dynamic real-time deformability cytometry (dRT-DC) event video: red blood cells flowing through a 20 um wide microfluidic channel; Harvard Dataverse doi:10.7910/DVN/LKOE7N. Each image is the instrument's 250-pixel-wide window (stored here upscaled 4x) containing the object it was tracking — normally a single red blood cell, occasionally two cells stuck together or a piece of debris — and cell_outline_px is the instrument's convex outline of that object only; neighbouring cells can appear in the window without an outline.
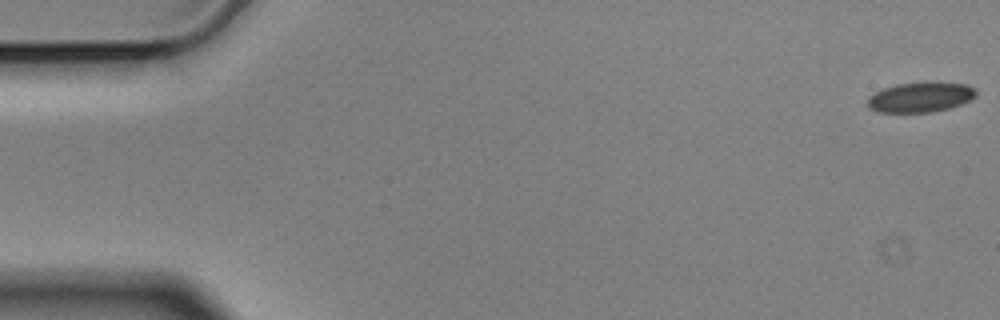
{"species": "Egyptian fruit bat (a non-hibernating species)", "species_latin": "Rousettus aegyptiacus", "temperature_condition": "cold", "stored_images_in_passage": 57, "camera_frame_rate_fps": 3000, "um_per_image_px": 0.085, "animal": {"sex": "male"}, "frame": {"image": 1, "passage_image": 1, "time_ms": 0.0, "image_size_px": [1000, 320], "cell_outline_px": [[976, 96], [960, 104], [948, 108], [932, 112], [876, 112], [868, 108], [868, 96], [884, 88], [896, 84], [924, 80], [932, 80], [968, 84], [976, 88]], "centroid_in_image_um": [78.25, 8.22], "position_along_channel_um": 6.7, "area_um2": 19.54}}
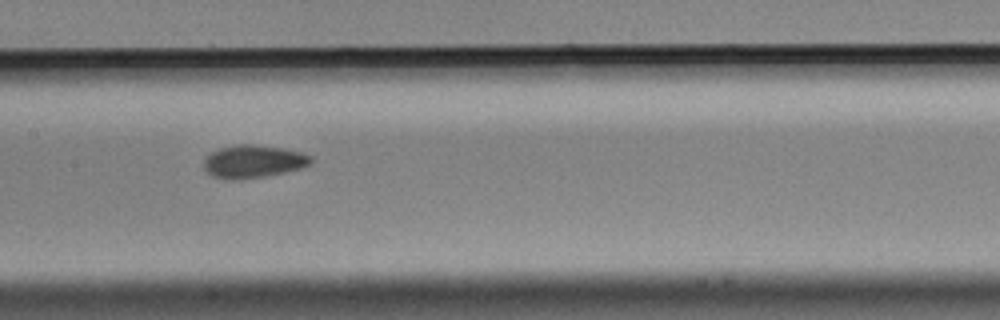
{"frame": {"image": 2, "passage_image": 28, "time_ms": 9.0, "image_size_px": [1000, 320], "cell_outline_px": [[312, 164], [300, 168], [284, 172], [264, 176], [232, 180], [212, 176], [204, 172], [204, 160], [212, 152], [220, 148], [236, 144], [252, 144], [280, 148], [304, 152], [312, 156]], "centroid_in_image_um": [21.53, 13.72], "position_along_channel_um": 185.9, "area_um2": 20.46}}
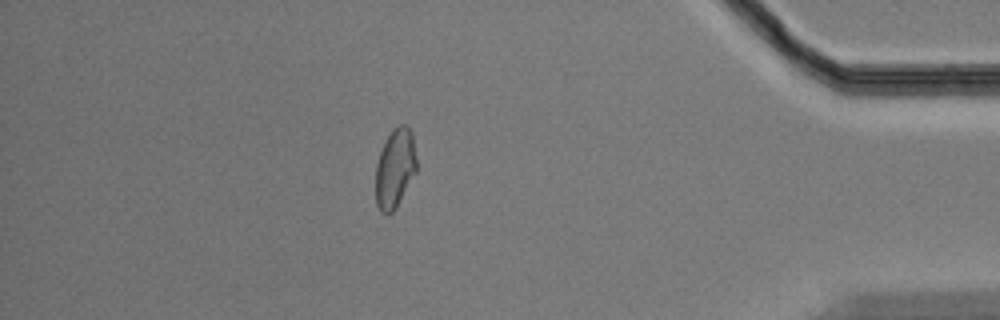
{"frame": {"image": 3, "passage_image": 50, "time_ms": 16.333, "image_size_px": [1000, 320], "cell_outline_px": [[416, 172], [396, 208], [388, 216], [380, 212], [376, 204], [376, 164], [380, 152], [388, 136], [400, 124], [404, 124], [412, 132], [416, 156]], "centroid_in_image_um": [33.57, 14.36], "position_along_channel_um": 401.6, "area_um2": 18.79}, "authors_computed_cell_mechanics": {"area_um2": 19.8254, "velocity_mm_per_s": 3.5105, "shape_relaxation_time_tau1_ms": 6.1318, "shape_relaxation_time_tau2_ms": 3.0589, "deformation_change_tau1": 0.1004, "deformation_change_tau2": 0.0669}}